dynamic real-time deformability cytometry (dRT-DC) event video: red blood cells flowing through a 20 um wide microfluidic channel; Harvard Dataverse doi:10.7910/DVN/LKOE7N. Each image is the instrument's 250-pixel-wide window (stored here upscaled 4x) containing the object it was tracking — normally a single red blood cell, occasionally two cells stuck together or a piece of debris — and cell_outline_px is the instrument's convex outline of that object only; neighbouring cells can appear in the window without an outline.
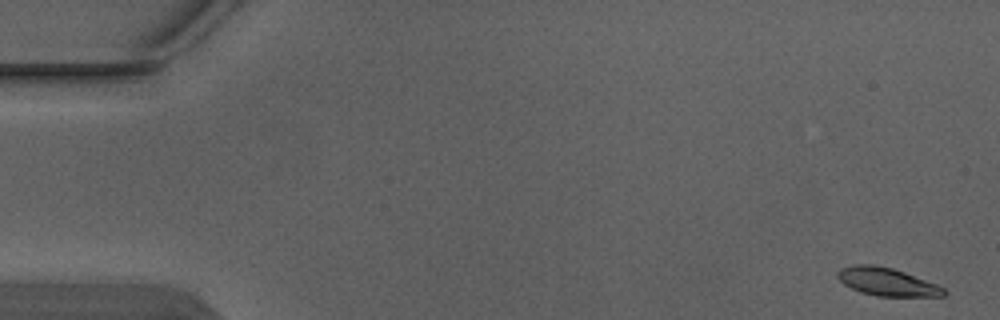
{"species": "Egyptian fruit bat (a non-hibernating species)", "species_latin": "Rousettus aegyptiacus", "temperature_condition": "warm", "stored_images_in_passage": 3, "camera_frame_rate_fps": 3000, "um_per_image_px": 0.085, "animal": {"sex": "male"}, "frame": {"image": 1, "passage_image": 1, "time_ms": 0.0, "image_size_px": [1000, 320], "cell_outline_px": [[948, 292], [944, 296], [876, 296], [860, 292], [844, 284], [836, 276], [836, 272], [840, 268], [852, 264], [872, 264], [892, 268], [904, 272], [936, 284], [944, 288]], "centroid_in_image_um": [75.36, 23.95], "position_along_channel_um": 9.6, "area_um2": 17.34}}